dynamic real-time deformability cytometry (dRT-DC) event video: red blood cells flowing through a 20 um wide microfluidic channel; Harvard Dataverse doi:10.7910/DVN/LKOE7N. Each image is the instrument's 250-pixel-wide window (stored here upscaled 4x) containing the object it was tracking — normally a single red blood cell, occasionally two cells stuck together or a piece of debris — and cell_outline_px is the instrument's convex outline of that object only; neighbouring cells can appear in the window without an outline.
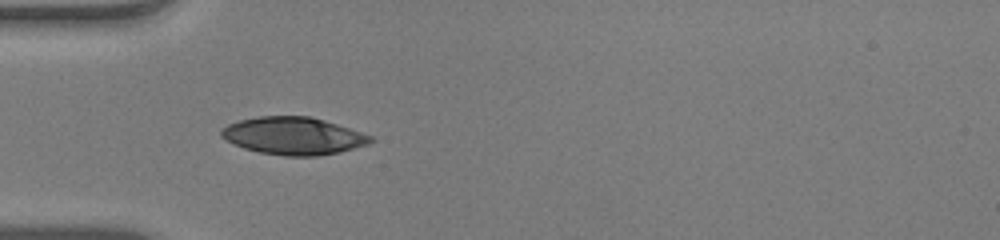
{"species": "human", "species_latin": "Homo sapiens", "temperature_condition": "warm", "stored_images_in_passage": 37, "camera_frame_rate_fps": 3000, "um_per_image_px": 0.085, "donor": {"sex": "male"}, "frame": {"image": 1, "passage_image": 1, "time_ms": 0.0, "image_size_px": [1000, 240], "cell_outline_px": [[376, 140], [368, 144], [340, 152], [316, 156], [284, 156], [260, 152], [244, 148], [220, 136], [220, 128], [228, 124], [240, 120], [256, 116], [308, 116], [324, 120], [372, 136]], "centroid_in_image_um": [24.93, 11.55], "position_along_channel_um": 60.1, "area_um2": 32.48}}
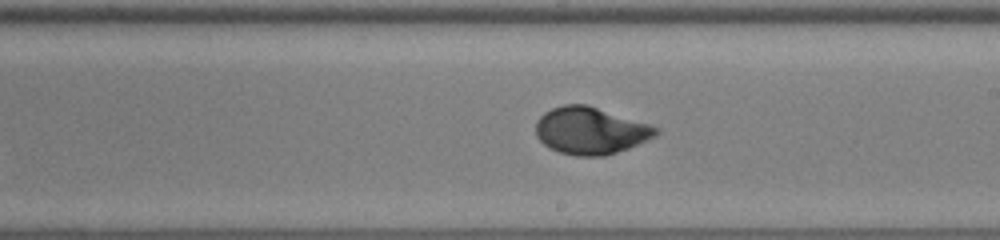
{"frame": {"image": 2, "passage_image": 15, "time_ms": 4.667, "image_size_px": [1000, 240], "cell_outline_px": [[660, 132], [656, 136], [628, 148], [604, 156], [576, 156], [560, 152], [544, 144], [536, 136], [536, 120], [544, 112], [552, 108], [564, 104], [588, 104], [660, 128]], "centroid_in_image_um": [50.18, 11.1], "position_along_channel_um": 238.8, "area_um2": 32.89}}
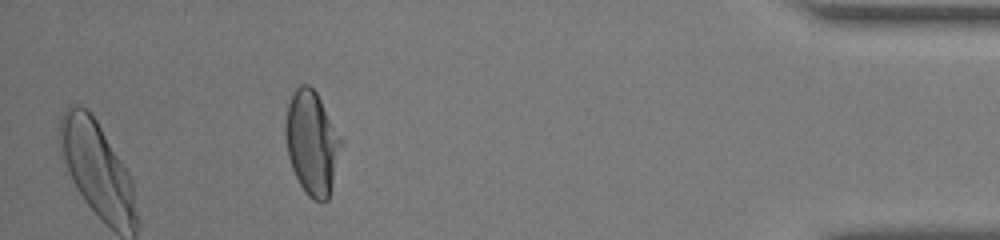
{"frame": {"image": 3, "passage_image": 32, "time_ms": 10.333, "image_size_px": [1000, 240], "cell_outline_px": [[340, 144], [332, 184], [328, 200], [316, 200], [308, 196], [304, 192], [292, 168], [288, 156], [284, 132], [284, 128], [288, 104], [296, 88], [300, 84], [308, 84], [316, 92], [340, 136]], "centroid_in_image_um": [26.47, 12.12], "position_along_channel_um": 408.7, "area_um2": 32.77}, "authors_computed_cell_mechanics": {"area_um2": 32.5992, "velocity_mm_per_s": 3.9173, "shape_relaxation_time_tau1_ms": 3.3366, "shape_relaxation_time_tau2_ms": null, "deformation_change_tau1": 0.1991, "deformation_change_tau2": null}}